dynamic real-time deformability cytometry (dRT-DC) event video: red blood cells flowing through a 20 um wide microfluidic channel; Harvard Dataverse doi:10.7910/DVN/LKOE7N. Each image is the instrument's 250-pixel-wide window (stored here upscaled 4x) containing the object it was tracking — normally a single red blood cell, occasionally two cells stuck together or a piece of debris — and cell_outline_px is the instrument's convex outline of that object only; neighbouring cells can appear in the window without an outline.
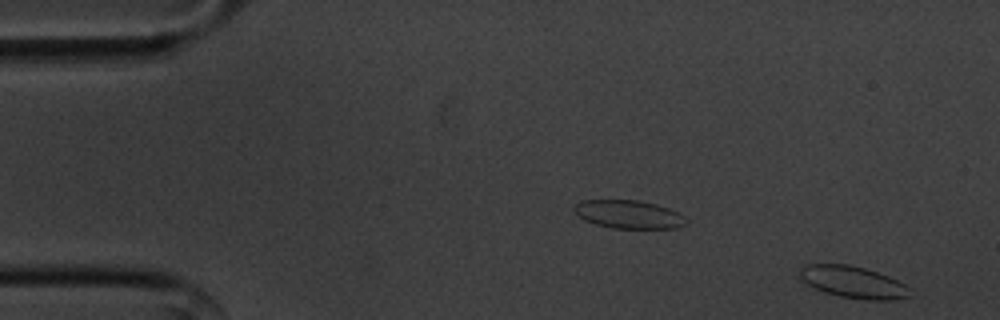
{"species": "common noctule bat (a hibernating species)", "species_latin": "Nyctalus noctula", "temperature_condition": "cold", "stored_images_in_passage": 11, "camera_frame_rate_fps": 3000, "um_per_image_px": 0.085, "animal": {"sex": "male", "body_mass_g": 20.1, "forearm_length_mm": 53.5}, "frame": {"image": 1, "passage_image": 1, "time_ms": 0.0, "image_size_px": [1000, 320], "cell_outline_px": [[912, 296], [892, 300], [868, 300], [840, 296], [824, 292], [812, 288], [800, 276], [800, 268], [804, 264], [848, 264], [864, 268], [888, 276], [904, 284], [908, 288]], "centroid_in_image_um": [72.51, 23.98], "position_along_channel_um": 12.5, "area_um2": 20.35}}